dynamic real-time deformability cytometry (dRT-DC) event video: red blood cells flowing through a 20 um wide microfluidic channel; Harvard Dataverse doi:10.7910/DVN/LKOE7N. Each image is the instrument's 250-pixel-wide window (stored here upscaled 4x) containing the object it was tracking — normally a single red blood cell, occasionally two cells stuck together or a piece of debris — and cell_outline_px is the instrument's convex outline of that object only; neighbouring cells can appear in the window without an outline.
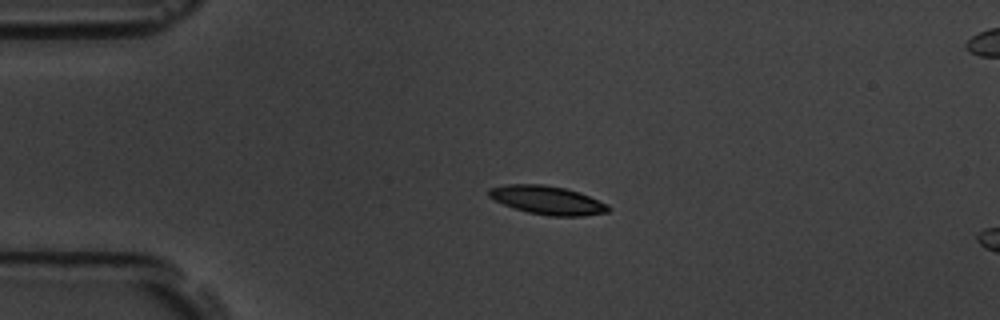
{"species": "common noctule bat (a hibernating species)", "species_latin": "Nyctalus noctula", "temperature_condition": "room temperature", "stored_images_in_passage": 18, "camera_frame_rate_fps": 3000, "um_per_image_px": 0.085, "animal": {"sex": "male", "body_mass_g": 19.5, "forearm_length_mm": 54.6}, "frame": {"image": 1, "passage_image": 13, "time_ms": 4.0, "image_size_px": [1000, 320], "cell_outline_px": [[612, 208], [608, 212], [584, 216], [548, 216], [528, 212], [504, 204], [488, 196], [488, 188], [508, 184], [544, 184], [564, 188], [580, 192], [608, 204]], "centroid_in_image_um": [46.57, 17.01], "position_along_channel_um": 38.4, "area_um2": 19.88}}